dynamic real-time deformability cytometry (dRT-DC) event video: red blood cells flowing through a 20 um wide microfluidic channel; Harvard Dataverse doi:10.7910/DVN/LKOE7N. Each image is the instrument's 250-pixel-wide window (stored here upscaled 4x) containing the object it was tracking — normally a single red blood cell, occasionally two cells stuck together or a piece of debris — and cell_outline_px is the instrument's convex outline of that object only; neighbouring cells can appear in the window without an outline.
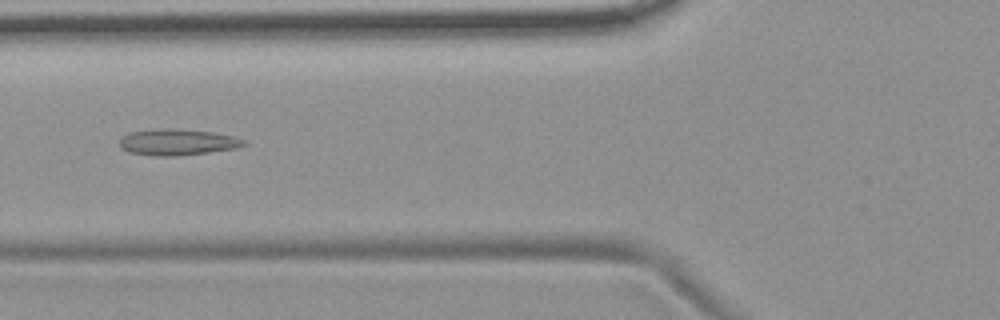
{"species": "common noctule bat (a hibernating species)", "species_latin": "Nyctalus noctula", "temperature_condition": "room temperature", "stored_images_in_passage": 54, "camera_frame_rate_fps": 3000, "um_per_image_px": 0.085, "animal": {"sex": "female", "body_mass_g": 19.9}, "frame": {"image": 1, "passage_image": 21, "time_ms": 6.667, "image_size_px": [1000, 320], "cell_outline_px": [[248, 144], [236, 148], [180, 156], [156, 156], [128, 152], [120, 148], [120, 140], [128, 132], [160, 128], [168, 128], [212, 132], [236, 136], [248, 140]], "centroid_in_image_um": [15.12, 12.08], "position_along_channel_um": 110.7, "area_um2": 19.19}}
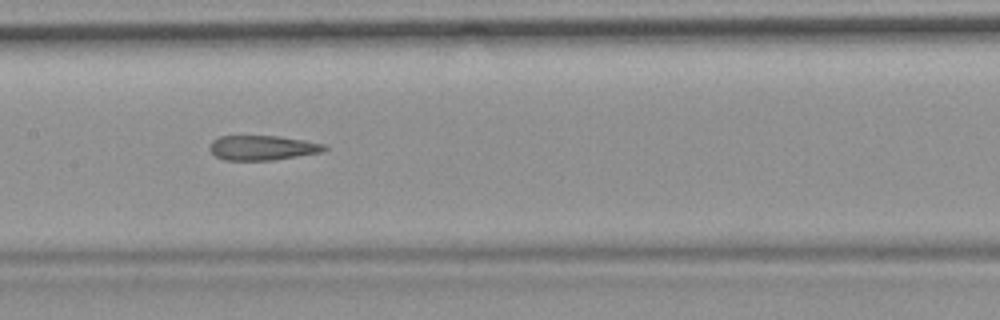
{"frame": {"image": 2, "passage_image": 27, "time_ms": 8.667, "image_size_px": [1000, 320], "cell_outline_px": [[328, 148], [324, 152], [272, 160], [224, 160], [216, 156], [208, 148], [208, 144], [212, 140], [220, 136], [276, 136], [304, 140], [324, 144]], "centroid_in_image_um": [22.29, 12.56], "position_along_channel_um": 185.1, "area_um2": 16.59}}
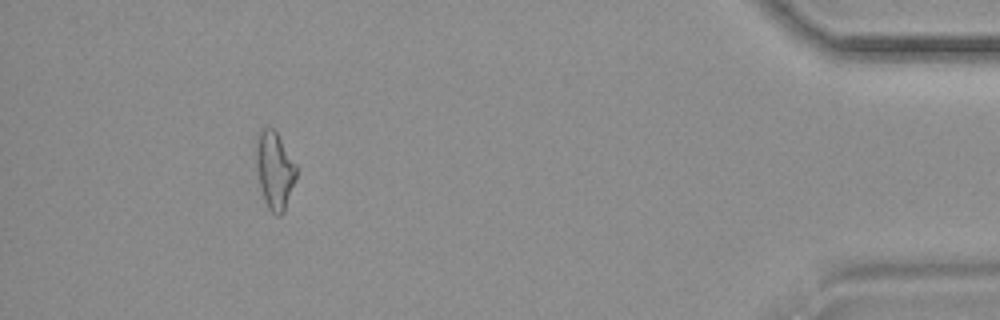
{"frame": {"image": 3, "passage_image": 50, "time_ms": 16.333, "image_size_px": [1000, 320], "cell_outline_px": [[296, 180], [284, 212], [280, 216], [276, 216], [268, 208], [264, 200], [260, 184], [256, 164], [256, 136], [260, 128], [272, 128], [276, 132], [296, 164]], "centroid_in_image_um": [23.34, 14.48], "position_along_channel_um": 411.9, "area_um2": 18.09}, "authors_computed_cell_mechanics": {"area_um2": 18.207, "velocity_mm_per_s": 3.7224, "shape_relaxation_time_tau1_ms": null, "shape_relaxation_time_tau2_ms": 2.6911, "deformation_change_tau1": null, "deformation_change_tau2": 0.1279}}